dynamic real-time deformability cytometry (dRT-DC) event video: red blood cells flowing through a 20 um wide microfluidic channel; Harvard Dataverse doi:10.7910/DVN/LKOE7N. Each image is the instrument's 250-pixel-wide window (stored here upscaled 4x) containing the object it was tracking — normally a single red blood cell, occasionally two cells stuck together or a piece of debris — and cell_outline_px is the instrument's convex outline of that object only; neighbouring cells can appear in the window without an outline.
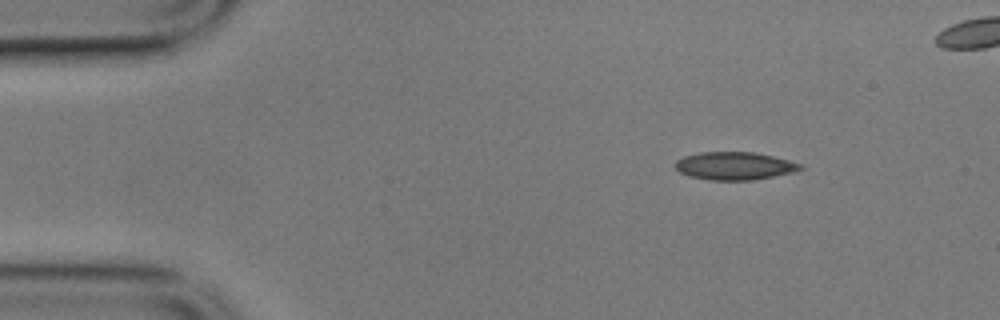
{"species": "common noctule bat (a hibernating species)", "species_latin": "Nyctalus noctula", "temperature_condition": "cold", "stored_images_in_passage": 47, "camera_frame_rate_fps": 3000, "um_per_image_px": 0.085, "animal": {"sex": "male", "body_mass_g": 17.9}, "frame": {"image": 1, "passage_image": 1, "time_ms": 0.0, "image_size_px": [1000, 320], "cell_outline_px": [[804, 168], [792, 172], [752, 180], [708, 180], [688, 176], [680, 172], [676, 168], [676, 160], [684, 156], [700, 152], [752, 152], [772, 156], [804, 164]], "centroid_in_image_um": [62.42, 14.1], "position_along_channel_um": 22.6, "area_um2": 20.23}}
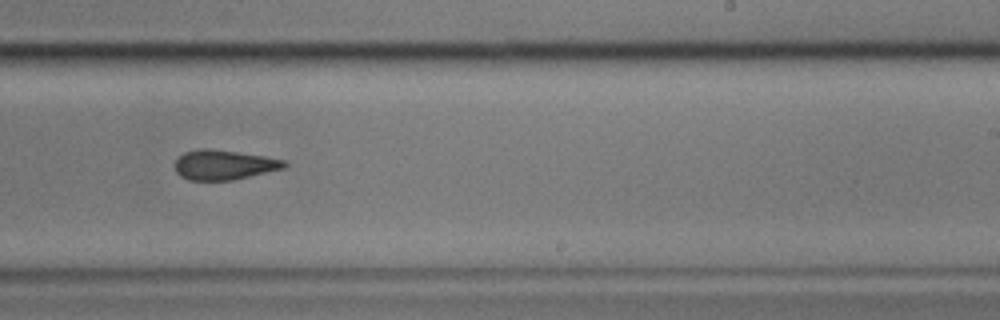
{"frame": {"image": 2, "passage_image": 28, "time_ms": 9.0, "image_size_px": [1000, 320], "cell_outline_px": [[288, 164], [284, 168], [232, 180], [188, 180], [180, 176], [176, 172], [176, 160], [184, 152], [196, 148], [208, 148], [264, 156], [288, 160]], "centroid_in_image_um": [19.04, 14.0], "position_along_channel_um": 270.0, "area_um2": 18.96}}
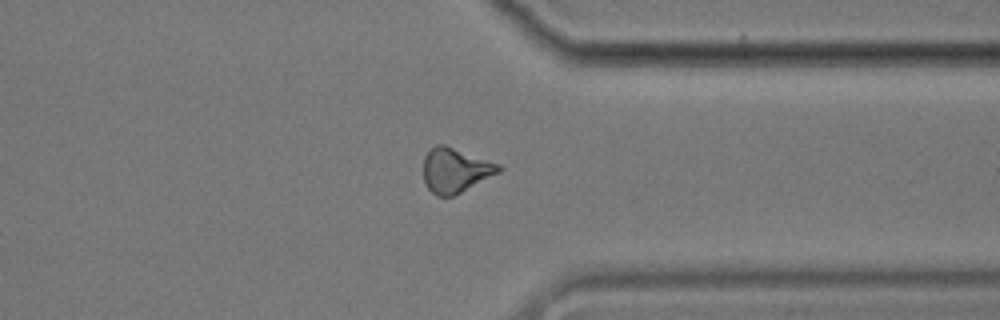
{"frame": {"image": 3, "passage_image": 37, "time_ms": 12.0, "image_size_px": [1000, 320], "cell_outline_px": [[504, 168], [500, 172], [452, 196], [436, 196], [428, 188], [424, 180], [424, 156], [436, 144], [444, 144], [500, 164]], "centroid_in_image_um": [38.71, 14.46], "position_along_channel_um": 372.7, "area_um2": 19.36}, "authors_computed_cell_mechanics": {"area_um2": 19.9988, "velocity_mm_per_s": 3.5243, "shape_relaxation_time_tau1_ms": 5.4438, "shape_relaxation_time_tau2_ms": 8.1576, "deformation_change_tau1": 0.1023, "deformation_change_tau2": 0.1514}}